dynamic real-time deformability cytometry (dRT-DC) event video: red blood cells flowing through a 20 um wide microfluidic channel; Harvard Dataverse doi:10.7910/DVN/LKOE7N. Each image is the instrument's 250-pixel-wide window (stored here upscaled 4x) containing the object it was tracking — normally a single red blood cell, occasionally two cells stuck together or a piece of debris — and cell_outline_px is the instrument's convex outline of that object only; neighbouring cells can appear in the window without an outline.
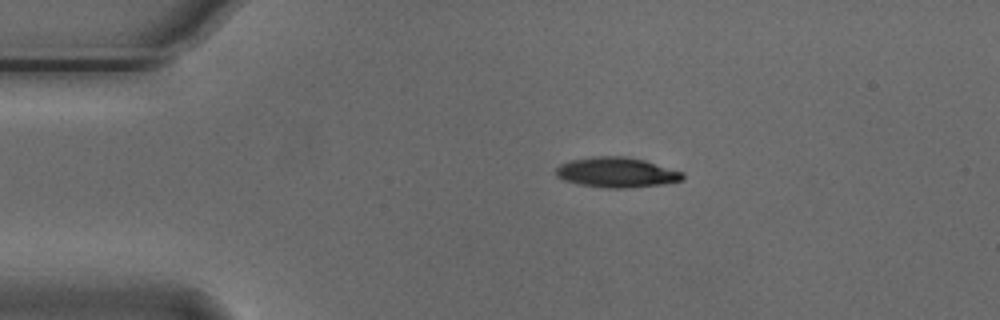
{"species": "Egyptian fruit bat (a non-hibernating species)", "species_latin": "Rousettus aegyptiacus", "temperature_condition": "cold", "stored_images_in_passage": 54, "camera_frame_rate_fps": 3000, "um_per_image_px": 0.085, "animal": {"sex": "male"}, "frame": {"image": 1, "passage_image": 10, "time_ms": 3.0, "image_size_px": [1000, 320], "cell_outline_px": [[684, 180], [664, 184], [628, 188], [604, 188], [576, 184], [564, 180], [556, 176], [556, 168], [560, 164], [572, 160], [592, 156], [624, 156], [644, 160], [684, 172]], "centroid_in_image_um": [52.42, 14.66], "position_along_channel_um": 32.6, "area_um2": 22.43}}
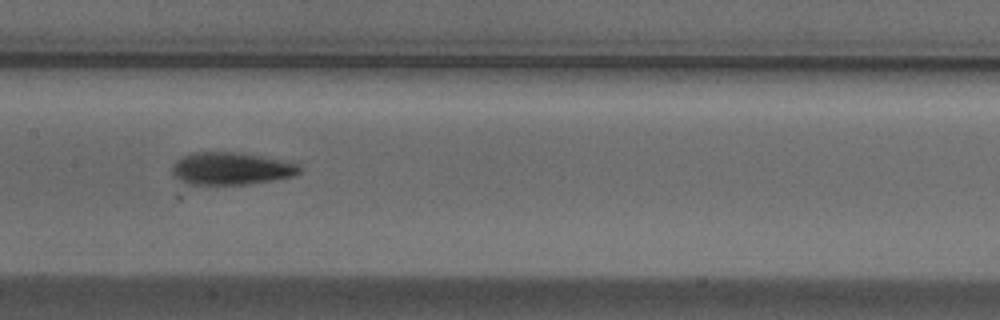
{"frame": {"image": 2, "passage_image": 26, "time_ms": 8.333, "image_size_px": [1000, 320], "cell_outline_px": [[304, 168], [296, 176], [248, 184], [188, 184], [172, 176], [172, 164], [180, 156], [192, 152], [236, 152], [260, 156], [300, 164]], "centroid_in_image_um": [19.63, 14.32], "position_along_channel_um": 187.8, "area_um2": 24.28}}
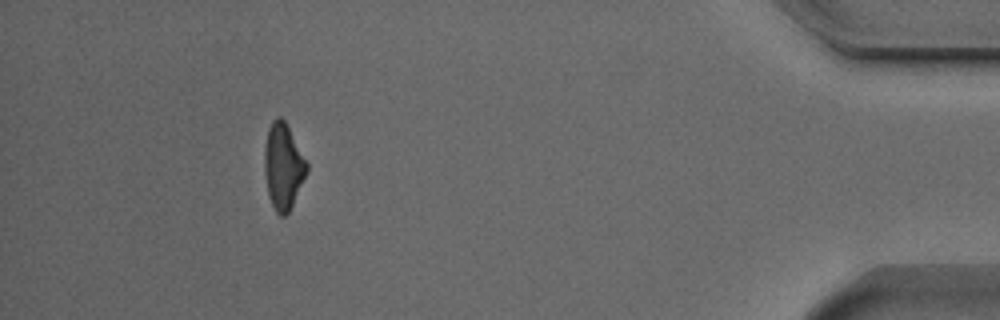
{"frame": {"image": 3, "passage_image": 49, "time_ms": 16.0, "image_size_px": [1000, 320], "cell_outline_px": [[308, 172], [288, 212], [284, 216], [280, 216], [276, 212], [268, 196], [264, 172], [264, 148], [268, 128], [272, 120], [276, 116], [280, 116], [284, 120], [308, 164]], "centroid_in_image_um": [24.05, 14.13], "position_along_channel_um": 411.1, "area_um2": 21.1}, "authors_computed_cell_mechanics": {"area_um2": 22.2819, "velocity_mm_per_s": 3.7345, "shape_relaxation_time_tau1_ms": 2.6304, "shape_relaxation_time_tau2_ms": 5.9757, "deformation_change_tau1": 0.1284, "deformation_change_tau2": 0.1562}}